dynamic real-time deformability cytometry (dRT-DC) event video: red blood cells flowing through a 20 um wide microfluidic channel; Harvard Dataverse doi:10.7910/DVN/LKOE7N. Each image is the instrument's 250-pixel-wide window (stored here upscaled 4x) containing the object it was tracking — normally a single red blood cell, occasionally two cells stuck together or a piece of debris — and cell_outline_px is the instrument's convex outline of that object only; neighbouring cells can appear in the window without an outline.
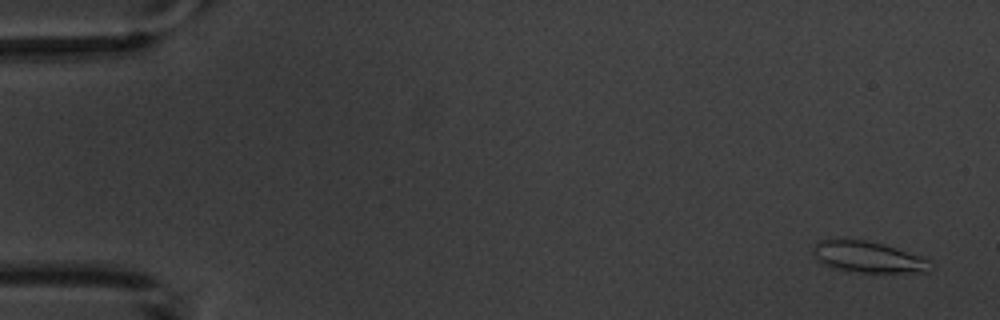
{"species": "common noctule bat (a hibernating species)", "species_latin": "Nyctalus noctula", "temperature_condition": "warm", "stored_images_in_passage": 5, "camera_frame_rate_fps": 3000, "um_per_image_px": 0.085, "animal": {"sex": "male", "body_mass_g": 20.1, "forearm_length_mm": 53.5}, "frame": {"image": 1, "passage_image": 1, "time_ms": 0.0, "image_size_px": [1000, 320], "cell_outline_px": [[936, 268], [928, 272], [856, 272], [836, 268], [824, 264], [812, 252], [812, 248], [820, 240], [864, 240], [880, 244], [920, 256], [936, 264]], "centroid_in_image_um": [73.86, 21.87], "position_along_channel_um": 11.1, "area_um2": 20.87}}